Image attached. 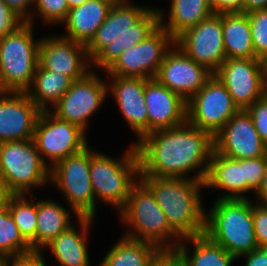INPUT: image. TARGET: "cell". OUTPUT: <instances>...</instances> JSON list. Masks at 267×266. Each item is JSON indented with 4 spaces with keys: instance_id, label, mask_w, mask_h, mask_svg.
I'll use <instances>...</instances> for the list:
<instances>
[{
    "instance_id": "cell-36",
    "label": "cell",
    "mask_w": 267,
    "mask_h": 266,
    "mask_svg": "<svg viewBox=\"0 0 267 266\" xmlns=\"http://www.w3.org/2000/svg\"><path fill=\"white\" fill-rule=\"evenodd\" d=\"M247 112L251 115L259 137L267 144V93L253 103Z\"/></svg>"
},
{
    "instance_id": "cell-14",
    "label": "cell",
    "mask_w": 267,
    "mask_h": 266,
    "mask_svg": "<svg viewBox=\"0 0 267 266\" xmlns=\"http://www.w3.org/2000/svg\"><path fill=\"white\" fill-rule=\"evenodd\" d=\"M214 74L240 110H247L267 93L262 60L258 58H228Z\"/></svg>"
},
{
    "instance_id": "cell-16",
    "label": "cell",
    "mask_w": 267,
    "mask_h": 266,
    "mask_svg": "<svg viewBox=\"0 0 267 266\" xmlns=\"http://www.w3.org/2000/svg\"><path fill=\"white\" fill-rule=\"evenodd\" d=\"M38 65L48 71L70 77L73 81L92 68L86 45L63 36H44L38 48Z\"/></svg>"
},
{
    "instance_id": "cell-3",
    "label": "cell",
    "mask_w": 267,
    "mask_h": 266,
    "mask_svg": "<svg viewBox=\"0 0 267 266\" xmlns=\"http://www.w3.org/2000/svg\"><path fill=\"white\" fill-rule=\"evenodd\" d=\"M139 179L152 191L170 228L181 239L204 234L206 211L200 195L204 181L156 176Z\"/></svg>"
},
{
    "instance_id": "cell-34",
    "label": "cell",
    "mask_w": 267,
    "mask_h": 266,
    "mask_svg": "<svg viewBox=\"0 0 267 266\" xmlns=\"http://www.w3.org/2000/svg\"><path fill=\"white\" fill-rule=\"evenodd\" d=\"M35 12L33 16L41 17L42 21L47 24L60 25L67 18L69 6L67 0H34Z\"/></svg>"
},
{
    "instance_id": "cell-2",
    "label": "cell",
    "mask_w": 267,
    "mask_h": 266,
    "mask_svg": "<svg viewBox=\"0 0 267 266\" xmlns=\"http://www.w3.org/2000/svg\"><path fill=\"white\" fill-rule=\"evenodd\" d=\"M129 0H116L104 23L86 45L92 66L106 71L125 50L137 45L159 26L155 7H143Z\"/></svg>"
},
{
    "instance_id": "cell-37",
    "label": "cell",
    "mask_w": 267,
    "mask_h": 266,
    "mask_svg": "<svg viewBox=\"0 0 267 266\" xmlns=\"http://www.w3.org/2000/svg\"><path fill=\"white\" fill-rule=\"evenodd\" d=\"M252 201L254 233L258 247H267V205Z\"/></svg>"
},
{
    "instance_id": "cell-19",
    "label": "cell",
    "mask_w": 267,
    "mask_h": 266,
    "mask_svg": "<svg viewBox=\"0 0 267 266\" xmlns=\"http://www.w3.org/2000/svg\"><path fill=\"white\" fill-rule=\"evenodd\" d=\"M40 113L25 92H0V143L32 140Z\"/></svg>"
},
{
    "instance_id": "cell-38",
    "label": "cell",
    "mask_w": 267,
    "mask_h": 266,
    "mask_svg": "<svg viewBox=\"0 0 267 266\" xmlns=\"http://www.w3.org/2000/svg\"><path fill=\"white\" fill-rule=\"evenodd\" d=\"M25 22L0 0V37L16 32Z\"/></svg>"
},
{
    "instance_id": "cell-39",
    "label": "cell",
    "mask_w": 267,
    "mask_h": 266,
    "mask_svg": "<svg viewBox=\"0 0 267 266\" xmlns=\"http://www.w3.org/2000/svg\"><path fill=\"white\" fill-rule=\"evenodd\" d=\"M43 252L31 251L26 254L0 259V266H47Z\"/></svg>"
},
{
    "instance_id": "cell-44",
    "label": "cell",
    "mask_w": 267,
    "mask_h": 266,
    "mask_svg": "<svg viewBox=\"0 0 267 266\" xmlns=\"http://www.w3.org/2000/svg\"><path fill=\"white\" fill-rule=\"evenodd\" d=\"M265 160H266V168H265L263 181H262L260 188L254 194L255 198L257 199L256 202L260 205H267V151L265 155Z\"/></svg>"
},
{
    "instance_id": "cell-30",
    "label": "cell",
    "mask_w": 267,
    "mask_h": 266,
    "mask_svg": "<svg viewBox=\"0 0 267 266\" xmlns=\"http://www.w3.org/2000/svg\"><path fill=\"white\" fill-rule=\"evenodd\" d=\"M160 249L149 242L121 237L99 266H147Z\"/></svg>"
},
{
    "instance_id": "cell-24",
    "label": "cell",
    "mask_w": 267,
    "mask_h": 266,
    "mask_svg": "<svg viewBox=\"0 0 267 266\" xmlns=\"http://www.w3.org/2000/svg\"><path fill=\"white\" fill-rule=\"evenodd\" d=\"M204 185L225 191L215 199H243V159L228 158L213 151Z\"/></svg>"
},
{
    "instance_id": "cell-13",
    "label": "cell",
    "mask_w": 267,
    "mask_h": 266,
    "mask_svg": "<svg viewBox=\"0 0 267 266\" xmlns=\"http://www.w3.org/2000/svg\"><path fill=\"white\" fill-rule=\"evenodd\" d=\"M108 83L94 71L72 82L69 90L50 110L59 119L77 125L87 132L88 121L105 103Z\"/></svg>"
},
{
    "instance_id": "cell-23",
    "label": "cell",
    "mask_w": 267,
    "mask_h": 266,
    "mask_svg": "<svg viewBox=\"0 0 267 266\" xmlns=\"http://www.w3.org/2000/svg\"><path fill=\"white\" fill-rule=\"evenodd\" d=\"M80 229L72 225L59 234L48 245L49 249L60 266H90L88 254V235L94 218L80 217L78 220Z\"/></svg>"
},
{
    "instance_id": "cell-33",
    "label": "cell",
    "mask_w": 267,
    "mask_h": 266,
    "mask_svg": "<svg viewBox=\"0 0 267 266\" xmlns=\"http://www.w3.org/2000/svg\"><path fill=\"white\" fill-rule=\"evenodd\" d=\"M256 58L267 56V8L247 12Z\"/></svg>"
},
{
    "instance_id": "cell-47",
    "label": "cell",
    "mask_w": 267,
    "mask_h": 266,
    "mask_svg": "<svg viewBox=\"0 0 267 266\" xmlns=\"http://www.w3.org/2000/svg\"><path fill=\"white\" fill-rule=\"evenodd\" d=\"M67 1H68L69 9H73V8L79 7L80 5H82L88 0H67Z\"/></svg>"
},
{
    "instance_id": "cell-22",
    "label": "cell",
    "mask_w": 267,
    "mask_h": 266,
    "mask_svg": "<svg viewBox=\"0 0 267 266\" xmlns=\"http://www.w3.org/2000/svg\"><path fill=\"white\" fill-rule=\"evenodd\" d=\"M116 0H88L79 7L69 9L62 23L67 29L63 37L87 45L97 29L104 23Z\"/></svg>"
},
{
    "instance_id": "cell-42",
    "label": "cell",
    "mask_w": 267,
    "mask_h": 266,
    "mask_svg": "<svg viewBox=\"0 0 267 266\" xmlns=\"http://www.w3.org/2000/svg\"><path fill=\"white\" fill-rule=\"evenodd\" d=\"M244 13V0H214V13Z\"/></svg>"
},
{
    "instance_id": "cell-50",
    "label": "cell",
    "mask_w": 267,
    "mask_h": 266,
    "mask_svg": "<svg viewBox=\"0 0 267 266\" xmlns=\"http://www.w3.org/2000/svg\"><path fill=\"white\" fill-rule=\"evenodd\" d=\"M177 266H185L182 262H180Z\"/></svg>"
},
{
    "instance_id": "cell-40",
    "label": "cell",
    "mask_w": 267,
    "mask_h": 266,
    "mask_svg": "<svg viewBox=\"0 0 267 266\" xmlns=\"http://www.w3.org/2000/svg\"><path fill=\"white\" fill-rule=\"evenodd\" d=\"M3 2L25 23L35 25L33 22L34 13L31 11L33 8H30L34 7V0H3Z\"/></svg>"
},
{
    "instance_id": "cell-48",
    "label": "cell",
    "mask_w": 267,
    "mask_h": 266,
    "mask_svg": "<svg viewBox=\"0 0 267 266\" xmlns=\"http://www.w3.org/2000/svg\"><path fill=\"white\" fill-rule=\"evenodd\" d=\"M262 64H263V72H264L265 83L267 85V56L262 59Z\"/></svg>"
},
{
    "instance_id": "cell-4",
    "label": "cell",
    "mask_w": 267,
    "mask_h": 266,
    "mask_svg": "<svg viewBox=\"0 0 267 266\" xmlns=\"http://www.w3.org/2000/svg\"><path fill=\"white\" fill-rule=\"evenodd\" d=\"M204 234L235 259L258 249L251 199H215L206 210Z\"/></svg>"
},
{
    "instance_id": "cell-6",
    "label": "cell",
    "mask_w": 267,
    "mask_h": 266,
    "mask_svg": "<svg viewBox=\"0 0 267 266\" xmlns=\"http://www.w3.org/2000/svg\"><path fill=\"white\" fill-rule=\"evenodd\" d=\"M89 175L96 201L98 198L119 212L140 177L135 144L119 159L91 149Z\"/></svg>"
},
{
    "instance_id": "cell-12",
    "label": "cell",
    "mask_w": 267,
    "mask_h": 266,
    "mask_svg": "<svg viewBox=\"0 0 267 266\" xmlns=\"http://www.w3.org/2000/svg\"><path fill=\"white\" fill-rule=\"evenodd\" d=\"M175 39L160 25L137 45L125 50L104 72L107 76L155 78Z\"/></svg>"
},
{
    "instance_id": "cell-15",
    "label": "cell",
    "mask_w": 267,
    "mask_h": 266,
    "mask_svg": "<svg viewBox=\"0 0 267 266\" xmlns=\"http://www.w3.org/2000/svg\"><path fill=\"white\" fill-rule=\"evenodd\" d=\"M175 44L188 57L214 74L226 60L222 13H213L196 26L185 30L175 39Z\"/></svg>"
},
{
    "instance_id": "cell-46",
    "label": "cell",
    "mask_w": 267,
    "mask_h": 266,
    "mask_svg": "<svg viewBox=\"0 0 267 266\" xmlns=\"http://www.w3.org/2000/svg\"><path fill=\"white\" fill-rule=\"evenodd\" d=\"M9 195L10 194L7 192L4 182L0 178V207H3L4 205H6Z\"/></svg>"
},
{
    "instance_id": "cell-20",
    "label": "cell",
    "mask_w": 267,
    "mask_h": 266,
    "mask_svg": "<svg viewBox=\"0 0 267 266\" xmlns=\"http://www.w3.org/2000/svg\"><path fill=\"white\" fill-rule=\"evenodd\" d=\"M112 79L107 85L123 118L129 125L138 142L148 134V114L145 104V78L108 76Z\"/></svg>"
},
{
    "instance_id": "cell-10",
    "label": "cell",
    "mask_w": 267,
    "mask_h": 266,
    "mask_svg": "<svg viewBox=\"0 0 267 266\" xmlns=\"http://www.w3.org/2000/svg\"><path fill=\"white\" fill-rule=\"evenodd\" d=\"M239 110L224 84L213 74L187 101L186 121L214 137Z\"/></svg>"
},
{
    "instance_id": "cell-29",
    "label": "cell",
    "mask_w": 267,
    "mask_h": 266,
    "mask_svg": "<svg viewBox=\"0 0 267 266\" xmlns=\"http://www.w3.org/2000/svg\"><path fill=\"white\" fill-rule=\"evenodd\" d=\"M186 241L194 246L192 255L185 244ZM176 252L185 266H231V263L235 261L230 253L211 241L205 234L182 239Z\"/></svg>"
},
{
    "instance_id": "cell-5",
    "label": "cell",
    "mask_w": 267,
    "mask_h": 266,
    "mask_svg": "<svg viewBox=\"0 0 267 266\" xmlns=\"http://www.w3.org/2000/svg\"><path fill=\"white\" fill-rule=\"evenodd\" d=\"M118 213L124 225H128L123 236L129 239L152 243L160 250H176L182 241L170 228L152 191L140 179Z\"/></svg>"
},
{
    "instance_id": "cell-26",
    "label": "cell",
    "mask_w": 267,
    "mask_h": 266,
    "mask_svg": "<svg viewBox=\"0 0 267 266\" xmlns=\"http://www.w3.org/2000/svg\"><path fill=\"white\" fill-rule=\"evenodd\" d=\"M168 19L165 21L163 10H159V25L174 39L185 30L196 26L213 14L207 0H171Z\"/></svg>"
},
{
    "instance_id": "cell-9",
    "label": "cell",
    "mask_w": 267,
    "mask_h": 266,
    "mask_svg": "<svg viewBox=\"0 0 267 266\" xmlns=\"http://www.w3.org/2000/svg\"><path fill=\"white\" fill-rule=\"evenodd\" d=\"M91 148L70 155L50 168V184L61 191L70 212L79 217L95 218L96 199L90 180Z\"/></svg>"
},
{
    "instance_id": "cell-45",
    "label": "cell",
    "mask_w": 267,
    "mask_h": 266,
    "mask_svg": "<svg viewBox=\"0 0 267 266\" xmlns=\"http://www.w3.org/2000/svg\"><path fill=\"white\" fill-rule=\"evenodd\" d=\"M267 8V0H244V13Z\"/></svg>"
},
{
    "instance_id": "cell-7",
    "label": "cell",
    "mask_w": 267,
    "mask_h": 266,
    "mask_svg": "<svg viewBox=\"0 0 267 266\" xmlns=\"http://www.w3.org/2000/svg\"><path fill=\"white\" fill-rule=\"evenodd\" d=\"M34 25L25 23L13 34L0 37V92H25L38 67L40 39Z\"/></svg>"
},
{
    "instance_id": "cell-8",
    "label": "cell",
    "mask_w": 267,
    "mask_h": 266,
    "mask_svg": "<svg viewBox=\"0 0 267 266\" xmlns=\"http://www.w3.org/2000/svg\"><path fill=\"white\" fill-rule=\"evenodd\" d=\"M49 166L33 139L0 143V178L10 195H27L31 188L50 183Z\"/></svg>"
},
{
    "instance_id": "cell-25",
    "label": "cell",
    "mask_w": 267,
    "mask_h": 266,
    "mask_svg": "<svg viewBox=\"0 0 267 266\" xmlns=\"http://www.w3.org/2000/svg\"><path fill=\"white\" fill-rule=\"evenodd\" d=\"M70 217L76 220L80 218L75 212L70 213L53 199L37 200L36 251L45 250L46 245L72 226L74 222Z\"/></svg>"
},
{
    "instance_id": "cell-21",
    "label": "cell",
    "mask_w": 267,
    "mask_h": 266,
    "mask_svg": "<svg viewBox=\"0 0 267 266\" xmlns=\"http://www.w3.org/2000/svg\"><path fill=\"white\" fill-rule=\"evenodd\" d=\"M148 133L170 129L186 122L187 102L156 78L145 79Z\"/></svg>"
},
{
    "instance_id": "cell-27",
    "label": "cell",
    "mask_w": 267,
    "mask_h": 266,
    "mask_svg": "<svg viewBox=\"0 0 267 266\" xmlns=\"http://www.w3.org/2000/svg\"><path fill=\"white\" fill-rule=\"evenodd\" d=\"M222 28L226 59L256 58L247 13H222Z\"/></svg>"
},
{
    "instance_id": "cell-31",
    "label": "cell",
    "mask_w": 267,
    "mask_h": 266,
    "mask_svg": "<svg viewBox=\"0 0 267 266\" xmlns=\"http://www.w3.org/2000/svg\"><path fill=\"white\" fill-rule=\"evenodd\" d=\"M30 196L29 198H26ZM30 195H9L6 205L23 239L36 251L37 201Z\"/></svg>"
},
{
    "instance_id": "cell-35",
    "label": "cell",
    "mask_w": 267,
    "mask_h": 266,
    "mask_svg": "<svg viewBox=\"0 0 267 266\" xmlns=\"http://www.w3.org/2000/svg\"><path fill=\"white\" fill-rule=\"evenodd\" d=\"M265 168V156L243 159V199H248L244 194H248L250 191L255 194L260 188Z\"/></svg>"
},
{
    "instance_id": "cell-32",
    "label": "cell",
    "mask_w": 267,
    "mask_h": 266,
    "mask_svg": "<svg viewBox=\"0 0 267 266\" xmlns=\"http://www.w3.org/2000/svg\"><path fill=\"white\" fill-rule=\"evenodd\" d=\"M31 251V246L20 234L7 205L0 207V259Z\"/></svg>"
},
{
    "instance_id": "cell-18",
    "label": "cell",
    "mask_w": 267,
    "mask_h": 266,
    "mask_svg": "<svg viewBox=\"0 0 267 266\" xmlns=\"http://www.w3.org/2000/svg\"><path fill=\"white\" fill-rule=\"evenodd\" d=\"M212 75V72L188 57L174 43L166 52L155 78L187 102Z\"/></svg>"
},
{
    "instance_id": "cell-43",
    "label": "cell",
    "mask_w": 267,
    "mask_h": 266,
    "mask_svg": "<svg viewBox=\"0 0 267 266\" xmlns=\"http://www.w3.org/2000/svg\"><path fill=\"white\" fill-rule=\"evenodd\" d=\"M241 257L246 259L245 266H267V247H259Z\"/></svg>"
},
{
    "instance_id": "cell-11",
    "label": "cell",
    "mask_w": 267,
    "mask_h": 266,
    "mask_svg": "<svg viewBox=\"0 0 267 266\" xmlns=\"http://www.w3.org/2000/svg\"><path fill=\"white\" fill-rule=\"evenodd\" d=\"M86 132L77 125L59 119L51 111H41L33 141L43 161L50 168L57 162L76 154L88 146Z\"/></svg>"
},
{
    "instance_id": "cell-1",
    "label": "cell",
    "mask_w": 267,
    "mask_h": 266,
    "mask_svg": "<svg viewBox=\"0 0 267 266\" xmlns=\"http://www.w3.org/2000/svg\"><path fill=\"white\" fill-rule=\"evenodd\" d=\"M134 144L140 176L204 181L214 151V137L187 121L170 129L148 133ZM194 170L196 173L188 176Z\"/></svg>"
},
{
    "instance_id": "cell-17",
    "label": "cell",
    "mask_w": 267,
    "mask_h": 266,
    "mask_svg": "<svg viewBox=\"0 0 267 266\" xmlns=\"http://www.w3.org/2000/svg\"><path fill=\"white\" fill-rule=\"evenodd\" d=\"M214 151L232 159H250L265 156L267 144L247 110H239L214 136Z\"/></svg>"
},
{
    "instance_id": "cell-41",
    "label": "cell",
    "mask_w": 267,
    "mask_h": 266,
    "mask_svg": "<svg viewBox=\"0 0 267 266\" xmlns=\"http://www.w3.org/2000/svg\"><path fill=\"white\" fill-rule=\"evenodd\" d=\"M180 262L176 250H160L147 266H177Z\"/></svg>"
},
{
    "instance_id": "cell-28",
    "label": "cell",
    "mask_w": 267,
    "mask_h": 266,
    "mask_svg": "<svg viewBox=\"0 0 267 266\" xmlns=\"http://www.w3.org/2000/svg\"><path fill=\"white\" fill-rule=\"evenodd\" d=\"M72 82L70 77L45 70L38 65L25 93L41 111H50L69 90Z\"/></svg>"
},
{
    "instance_id": "cell-49",
    "label": "cell",
    "mask_w": 267,
    "mask_h": 266,
    "mask_svg": "<svg viewBox=\"0 0 267 266\" xmlns=\"http://www.w3.org/2000/svg\"><path fill=\"white\" fill-rule=\"evenodd\" d=\"M210 3L212 12L214 13V0H207Z\"/></svg>"
}]
</instances>
